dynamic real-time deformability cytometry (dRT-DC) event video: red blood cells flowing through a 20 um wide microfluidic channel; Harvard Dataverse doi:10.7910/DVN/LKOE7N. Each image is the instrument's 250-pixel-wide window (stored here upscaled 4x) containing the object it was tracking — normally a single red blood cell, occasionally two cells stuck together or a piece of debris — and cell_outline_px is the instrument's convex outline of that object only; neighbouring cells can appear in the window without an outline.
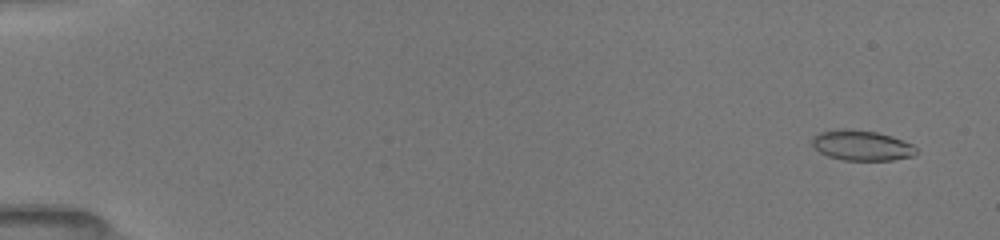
{"species": "common noctule bat (a hibernating species)", "species_latin": "Nyctalus noctula", "temperature_condition": "room temperature", "stored_images_in_passage": 30, "camera_frame_rate_fps": 3000, "um_per_image_px": 0.085, "animal": {"sex": "female", "body_mass_g": 19.5, "forearm_length_mm": 54.1}, "frame": {"image": 1, "passage_image": 4, "time_ms": 0.667, "image_size_px": [1000, 240], "cell_outline_px": [[920, 152], [916, 156], [892, 160], [844, 160], [828, 156], [820, 152], [812, 144], [812, 136], [820, 132], [840, 128], [852, 128], [876, 132], [892, 136], [912, 144]], "centroid_in_image_um": [73.27, 12.35], "position_along_channel_um": 11.7, "area_um2": 18.61}}
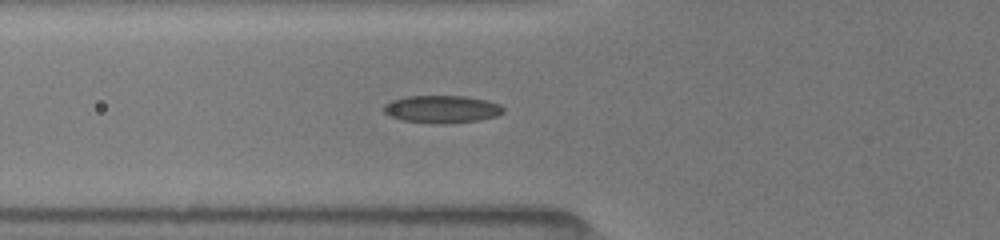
{"frame": {"image": 2, "passage_image": 21, "time_ms": 6.333, "image_size_px": [1000, 240], "cell_outline_px": [[504, 112], [496, 116], [480, 120], [444, 124], [440, 124], [400, 120], [388, 116], [384, 112], [384, 104], [392, 100], [404, 96], [464, 96], [488, 100], [500, 104], [504, 108]], "centroid_in_image_um": [37.55, 9.28], "position_along_channel_um": 88.2, "area_um2": 19.42}}
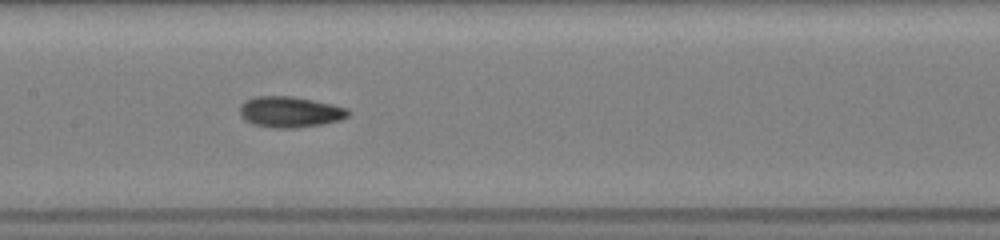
{"frame": {"image": 3, "passage_image": 29, "time_ms": 8.667, "image_size_px": [1000, 240], "cell_outline_px": [[348, 116], [340, 120], [324, 124], [292, 128], [272, 128], [252, 124], [244, 120], [240, 116], [240, 104], [244, 100], [256, 96], [292, 96], [332, 104], [348, 108]], "centroid_in_image_um": [24.61, 9.52], "position_along_channel_um": 182.8, "area_um2": 19.65}}